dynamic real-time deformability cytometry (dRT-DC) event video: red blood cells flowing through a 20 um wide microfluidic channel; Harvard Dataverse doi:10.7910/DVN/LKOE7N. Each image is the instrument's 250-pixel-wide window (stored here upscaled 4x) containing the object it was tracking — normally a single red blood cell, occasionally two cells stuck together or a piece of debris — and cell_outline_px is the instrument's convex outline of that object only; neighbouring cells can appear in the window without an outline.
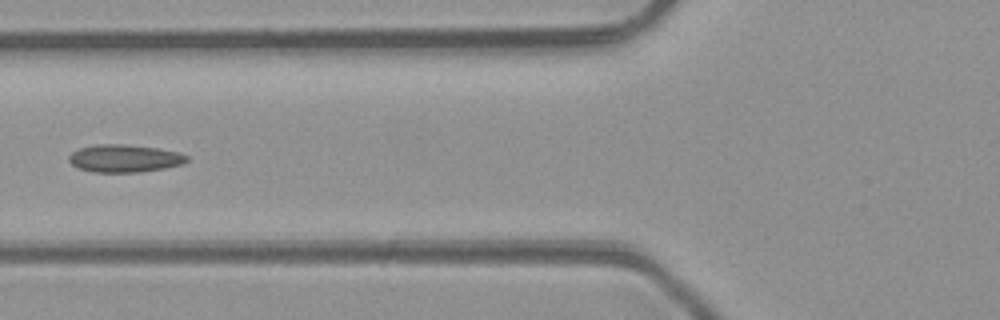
{"species": "common noctule bat (a hibernating species)", "species_latin": "Nyctalus noctula", "temperature_condition": "room temperature", "stored_images_in_passage": 4, "camera_frame_rate_fps": 3000, "um_per_image_px": 0.085, "animal": {"sex": "male", "body_mass_g": 23.1, "forearm_length_mm": 52.7}, "frame": {"image": 1, "passage_image": 4, "time_ms": 3.333, "image_size_px": [1000, 320], "cell_outline_px": [[188, 160], [180, 164], [164, 168], [140, 172], [92, 172], [80, 168], [72, 164], [68, 160], [68, 156], [72, 152], [80, 148], [96, 144], [120, 144], [156, 148], [176, 152], [188, 156]], "centroid_in_image_um": [10.54, 13.46], "position_along_channel_um": 115.3, "area_um2": 18.73}}